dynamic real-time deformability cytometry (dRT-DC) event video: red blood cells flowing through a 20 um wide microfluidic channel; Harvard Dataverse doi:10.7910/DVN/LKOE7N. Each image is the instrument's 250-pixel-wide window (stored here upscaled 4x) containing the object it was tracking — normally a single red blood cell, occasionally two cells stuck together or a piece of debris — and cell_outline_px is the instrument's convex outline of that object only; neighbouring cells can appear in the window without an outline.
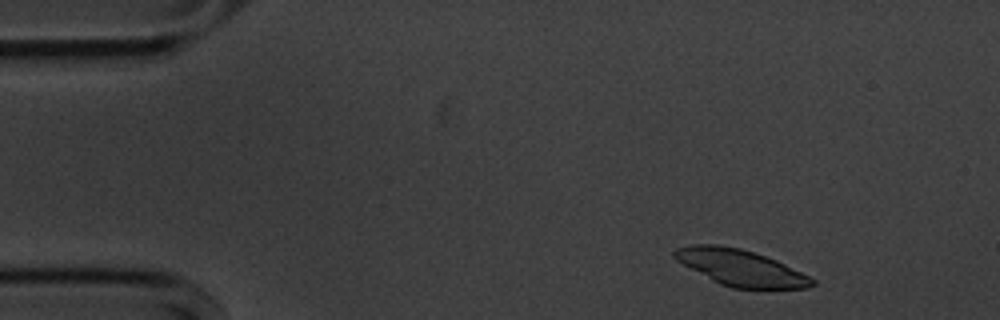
{"species": "common noctule bat (a hibernating species)", "species_latin": "Nyctalus noctula", "temperature_condition": "cold", "stored_images_in_passage": 10, "camera_frame_rate_fps": 3000, "um_per_image_px": 0.085, "animal": {"sex": "male", "body_mass_g": 20.1, "forearm_length_mm": 53.5}, "frame": {"image": 1, "passage_image": 1, "time_ms": 0.0, "image_size_px": [1000, 320], "cell_outline_px": [[816, 284], [808, 288], [732, 288], [720, 284], [712, 280], [676, 260], [672, 256], [672, 252], [676, 248], [692, 244], [716, 244], [740, 248], [776, 260], [816, 280]], "centroid_in_image_um": [62.92, 22.74], "position_along_channel_um": 22.1, "area_um2": 28.73}}